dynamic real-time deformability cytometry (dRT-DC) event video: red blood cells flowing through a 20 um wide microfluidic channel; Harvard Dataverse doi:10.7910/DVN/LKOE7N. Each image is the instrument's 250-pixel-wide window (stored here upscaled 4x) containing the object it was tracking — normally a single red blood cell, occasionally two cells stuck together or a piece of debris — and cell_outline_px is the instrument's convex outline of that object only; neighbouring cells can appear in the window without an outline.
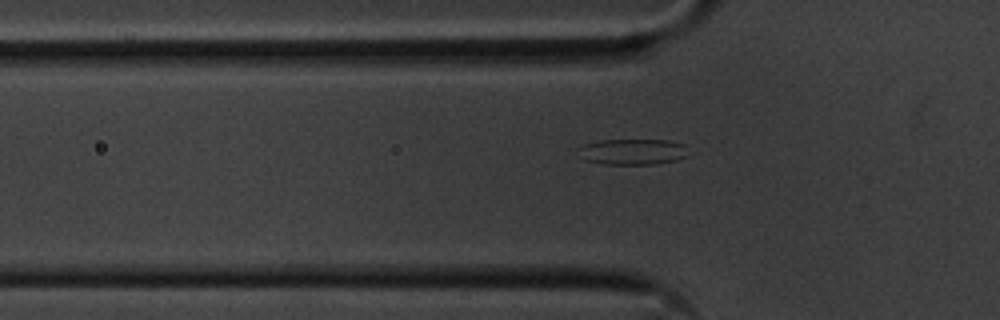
{"species": "common noctule bat (a hibernating species)", "species_latin": "Nyctalus noctula", "temperature_condition": "cold", "stored_images_in_passage": 43, "segment_of_instrument_passage": [1, 2], "camera_frame_rate_fps": 3000, "um_per_image_px": 0.085, "animal": {"sex": "male", "body_mass_g": 20.1, "forearm_length_mm": 53.5}, "frame": {"image": 1, "passage_image": 4, "time_ms": 1.0, "image_size_px": [1000, 320], "cell_outline_px": [[688, 156], [676, 160], [656, 164], [600, 164], [584, 160], [576, 148], [580, 144], [600, 140], [668, 140], [684, 144]], "centroid_in_image_um": [53.72, 12.9], "position_along_channel_um": 72.1, "area_um2": 16.82}}
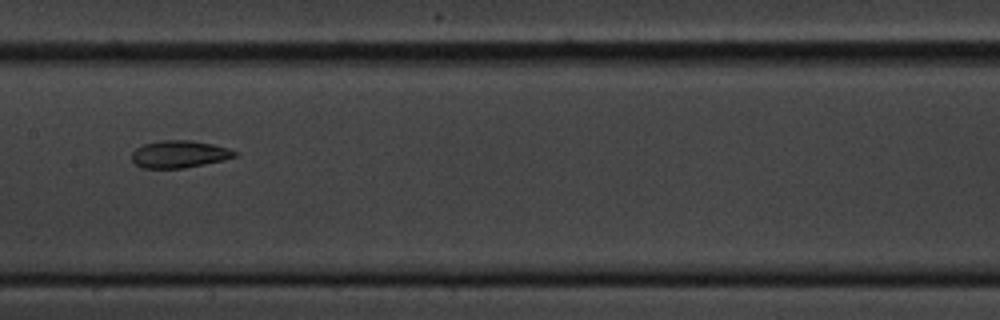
{"frame": {"image": 2, "passage_image": 14, "time_ms": 4.333, "image_size_px": [1000, 320], "cell_outline_px": [[240, 152], [236, 156], [224, 160], [184, 168], [140, 168], [132, 160], [132, 152], [136, 148], [144, 144], [160, 140], [192, 140], [212, 144], [228, 148]], "centroid_in_image_um": [15.25, 13.1], "position_along_channel_um": 192.1, "area_um2": 16.47}}
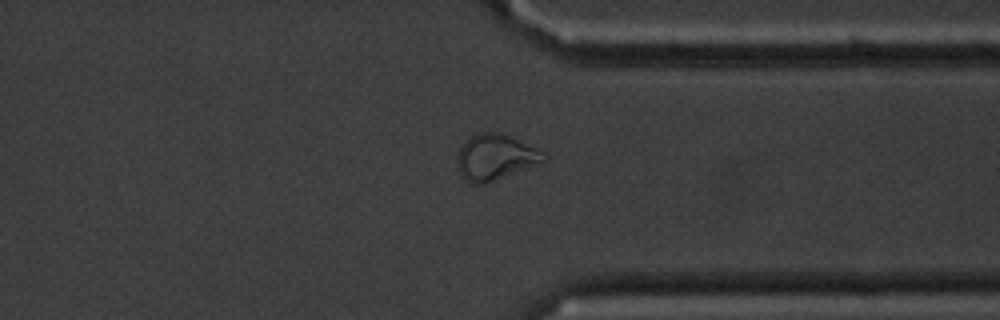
{"frame": {"image": 3, "passage_image": 29, "time_ms": 9.333, "image_size_px": [1000, 320], "cell_outline_px": [[548, 160], [540, 164], [484, 184], [472, 184], [464, 180], [460, 176], [456, 168], [456, 156], [460, 148], [472, 136], [480, 132], [500, 132], [536, 148], [548, 156]], "centroid_in_image_um": [42.08, 13.39], "position_along_channel_um": 369.3, "area_um2": 23.24}}